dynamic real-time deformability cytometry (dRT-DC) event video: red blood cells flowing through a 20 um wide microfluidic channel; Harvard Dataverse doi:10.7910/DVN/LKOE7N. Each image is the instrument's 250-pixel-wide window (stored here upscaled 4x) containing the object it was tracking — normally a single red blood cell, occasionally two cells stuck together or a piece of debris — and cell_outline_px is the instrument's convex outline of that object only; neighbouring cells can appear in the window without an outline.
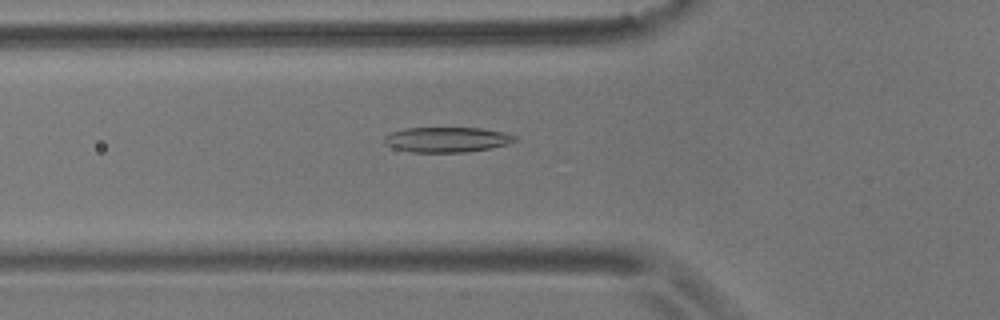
{"species": "common noctule bat (a hibernating species)", "species_latin": "Nyctalus noctula", "temperature_condition": "room temperature", "stored_images_in_passage": 53, "camera_frame_rate_fps": 3000, "um_per_image_px": 0.085, "animal": {"sex": "male", "body_mass_g": 17.9}, "frame": {"image": 1, "passage_image": 19, "time_ms": 6.0, "image_size_px": [1000, 320], "cell_outline_px": [[520, 140], [508, 144], [492, 148], [464, 152], [412, 152], [392, 148], [384, 144], [384, 136], [392, 132], [404, 128], [480, 128], [504, 132], [516, 136]], "centroid_in_image_um": [38.0, 11.87], "position_along_channel_um": 87.8, "area_um2": 19.31}}
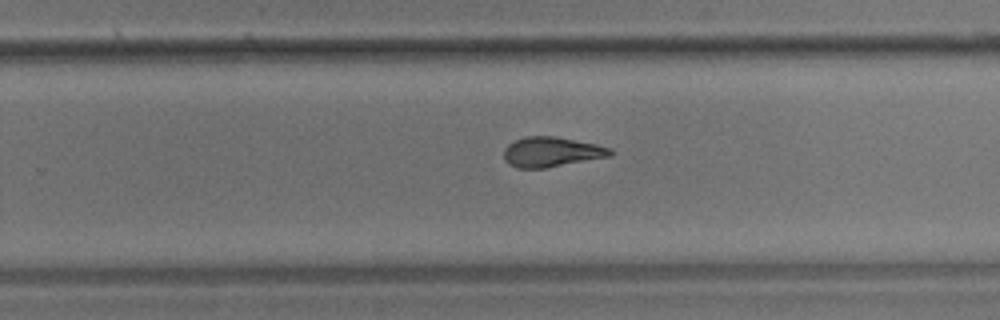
{"frame": {"image": 2, "passage_image": 35, "time_ms": 11.333, "image_size_px": [1000, 320], "cell_outline_px": [[616, 152], [612, 156], [544, 168], [516, 168], [508, 164], [504, 160], [504, 148], [508, 144], [524, 136], [556, 136], [596, 144], [612, 148]], "centroid_in_image_um": [46.9, 12.91], "position_along_channel_um": 282.9, "area_um2": 18.79}}
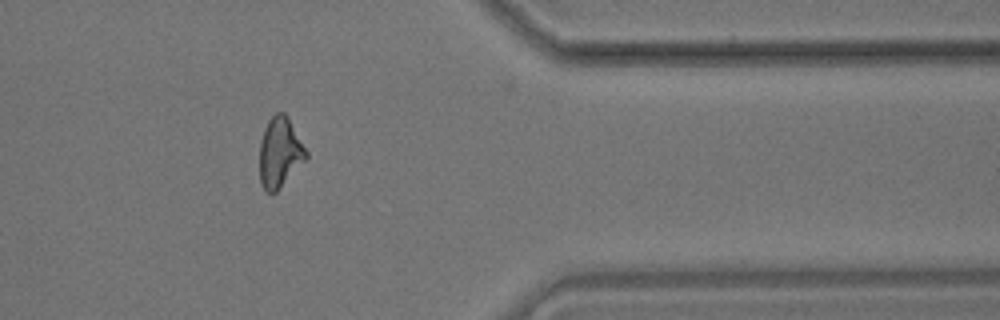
{"frame": {"image": 3, "passage_image": 45, "time_ms": 14.667, "image_size_px": [1000, 320], "cell_outline_px": [[308, 156], [276, 192], [268, 192], [260, 184], [260, 140], [264, 128], [268, 120], [276, 112], [284, 112], [288, 116], [308, 152]], "centroid_in_image_um": [23.78, 12.92], "position_along_channel_um": 387.6, "area_um2": 18.9}, "authors_computed_cell_mechanics": {"area_um2": 19.1318, "velocity_mm_per_s": 3.6473, "shape_relaxation_time_tau1_ms": null, "shape_relaxation_time_tau2_ms": 1.7539, "deformation_change_tau1": null, "deformation_change_tau2": 0.0944}}